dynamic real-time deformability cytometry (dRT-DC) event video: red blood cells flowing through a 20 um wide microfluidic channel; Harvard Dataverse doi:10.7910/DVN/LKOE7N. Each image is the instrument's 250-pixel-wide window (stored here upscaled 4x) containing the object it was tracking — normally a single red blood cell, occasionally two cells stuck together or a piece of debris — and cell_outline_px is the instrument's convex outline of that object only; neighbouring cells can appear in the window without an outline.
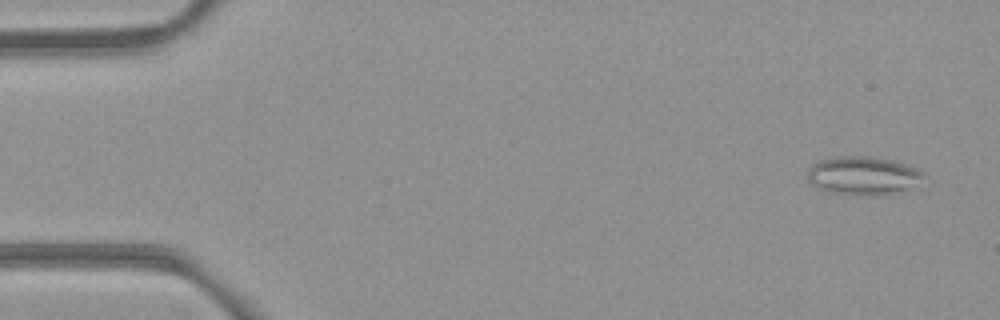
{"species": "common noctule bat (a hibernating species)", "species_latin": "Nyctalus noctula", "temperature_condition": "room temperature", "stored_images_in_passage": 52, "camera_frame_rate_fps": 3000, "um_per_image_px": 0.085, "animal": {"sex": "female", "body_mass_g": 21.9}, "frame": {"image": 1, "passage_image": 3, "time_ms": 0.667, "image_size_px": [1000, 320], "cell_outline_px": [[928, 176], [904, 188], [888, 192], [832, 192], [820, 188], [812, 184], [808, 180], [808, 168], [812, 164], [820, 160], [836, 156], [872, 156], [892, 160], [924, 172]], "centroid_in_image_um": [73.29, 14.84], "position_along_channel_um": 11.7, "area_um2": 24.45}}
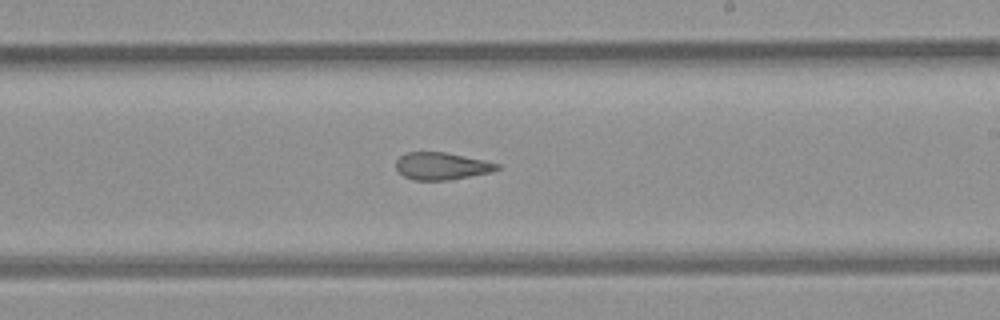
{"frame": {"image": 2, "passage_image": 31, "time_ms": 10.0, "image_size_px": [1000, 320], "cell_outline_px": [[500, 168], [488, 172], [448, 180], [412, 180], [404, 176], [396, 168], [396, 160], [400, 156], [408, 152], [444, 152], [484, 160], [500, 164]], "centroid_in_image_um": [37.5, 14.11], "position_along_channel_um": 251.5, "area_um2": 15.84}}
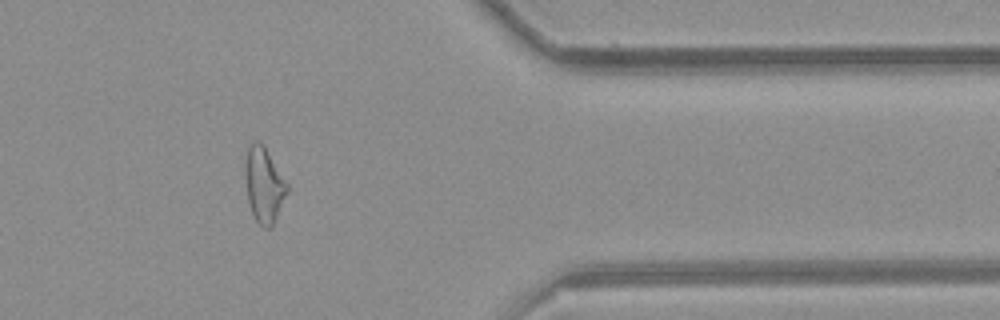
{"frame": {"image": 3, "passage_image": 43, "time_ms": 14.0, "image_size_px": [1000, 320], "cell_outline_px": [[288, 192], [272, 224], [268, 228], [264, 228], [256, 220], [248, 204], [244, 172], [244, 164], [248, 148], [252, 140], [260, 140], [264, 144], [288, 184]], "centroid_in_image_um": [22.41, 15.64], "position_along_channel_um": 389.0, "area_um2": 18.5}, "authors_computed_cell_mechanics": {"area_um2": 19.1896, "velocity_mm_per_s": 3.9769, "shape_relaxation_time_tau1_ms": null, "shape_relaxation_time_tau2_ms": 2.2014, "deformation_change_tau1": null, "deformation_change_tau2": 0.1031}}